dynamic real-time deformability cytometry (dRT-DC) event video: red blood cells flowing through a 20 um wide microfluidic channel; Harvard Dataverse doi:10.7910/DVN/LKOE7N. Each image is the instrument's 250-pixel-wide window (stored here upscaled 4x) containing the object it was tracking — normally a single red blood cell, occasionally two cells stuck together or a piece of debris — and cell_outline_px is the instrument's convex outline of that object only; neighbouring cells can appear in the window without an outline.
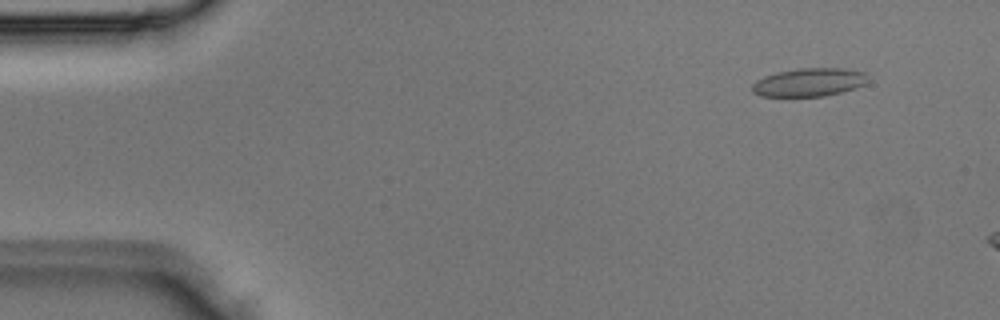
{"species": "Egyptian fruit bat (a non-hibernating species)", "species_latin": "Rousettus aegyptiacus", "temperature_condition": "room temperature", "stored_images_in_passage": 3, "camera_frame_rate_fps": 3000, "um_per_image_px": 0.085, "animal": {"sex": "male"}, "frame": {"image": 1, "passage_image": 1, "time_ms": 0.0, "image_size_px": [1000, 320], "cell_outline_px": [[868, 84], [856, 88], [824, 96], [760, 96], [752, 92], [752, 84], [756, 80], [764, 76], [776, 72], [800, 68], [844, 68], [864, 72]], "centroid_in_image_um": [68.76, 6.99], "position_along_channel_um": 16.2, "area_um2": 19.13}}